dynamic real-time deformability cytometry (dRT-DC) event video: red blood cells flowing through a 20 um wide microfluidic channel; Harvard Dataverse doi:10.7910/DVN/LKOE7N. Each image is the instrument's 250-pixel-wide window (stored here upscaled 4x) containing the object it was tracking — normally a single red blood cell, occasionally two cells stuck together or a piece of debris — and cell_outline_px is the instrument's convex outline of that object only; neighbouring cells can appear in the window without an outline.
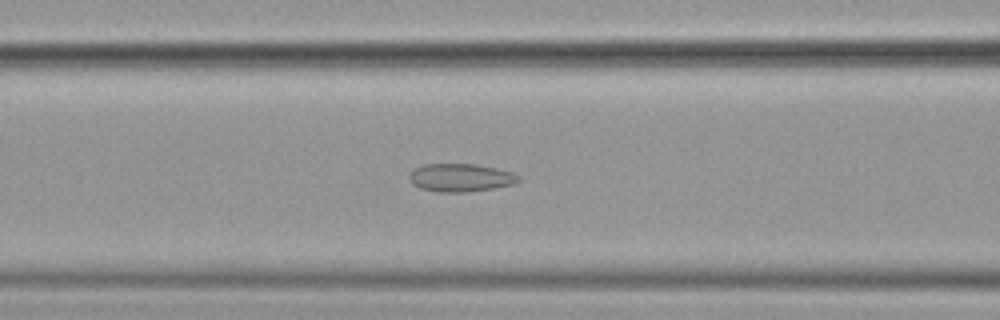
{"species": "common noctule bat (a hibernating species)", "species_latin": "Nyctalus noctula", "temperature_condition": "cold", "stored_images_in_passage": 45, "camera_frame_rate_fps": 3000, "um_per_image_px": 0.085, "animal": {"sex": "female", "body_mass_g": 19.9}, "frame": {"image": 1, "passage_image": 19, "time_ms": 6.0, "image_size_px": [1000, 320], "cell_outline_px": [[520, 180], [512, 184], [492, 188], [468, 192], [440, 192], [420, 188], [412, 184], [408, 176], [416, 168], [424, 164], [476, 164], [496, 168], [512, 172], [520, 176]], "centroid_in_image_um": [39.15, 15.1], "position_along_channel_um": 127.5, "area_um2": 17.74}}
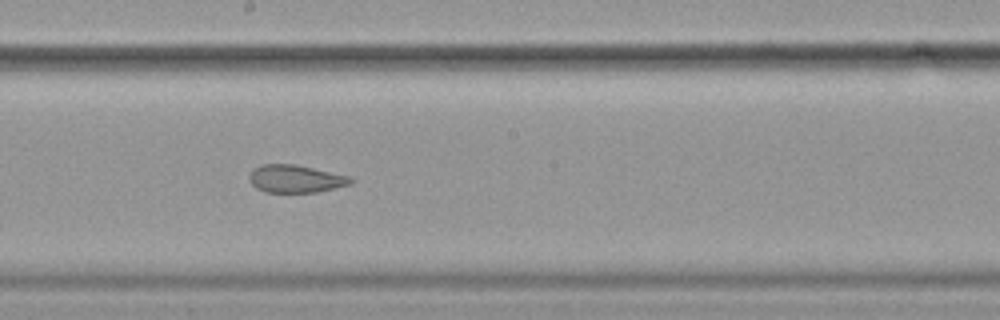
{"frame": {"image": 2, "passage_image": 27, "time_ms": 8.667, "image_size_px": [1000, 320], "cell_outline_px": [[356, 180], [352, 184], [316, 192], [264, 192], [256, 188], [252, 184], [248, 176], [256, 168], [264, 164], [296, 164], [348, 176]], "centroid_in_image_um": [25.15, 15.2], "position_along_channel_um": 223.1, "area_um2": 16.24}}
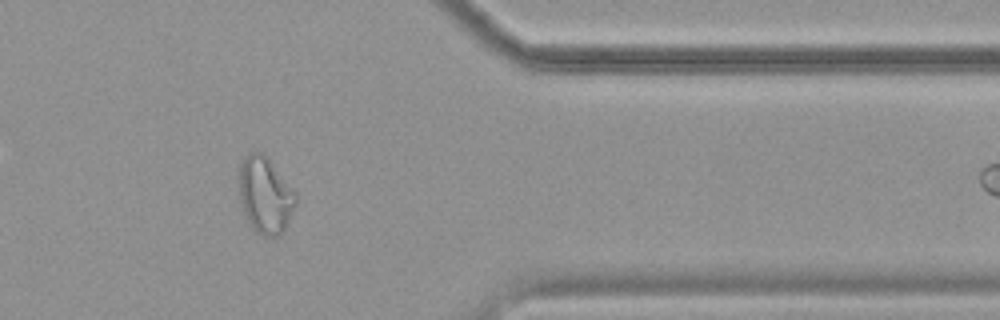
{"frame": {"image": 3, "passage_image": 42, "time_ms": 13.667, "image_size_px": [1000, 320], "cell_outline_px": [[296, 204], [280, 236], [264, 236], [256, 232], [244, 220], [236, 176], [240, 164], [244, 156], [248, 152], [264, 152], [268, 156], [296, 192]], "centroid_in_image_um": [22.49, 16.55], "position_along_channel_um": 388.9, "area_um2": 26.07}}